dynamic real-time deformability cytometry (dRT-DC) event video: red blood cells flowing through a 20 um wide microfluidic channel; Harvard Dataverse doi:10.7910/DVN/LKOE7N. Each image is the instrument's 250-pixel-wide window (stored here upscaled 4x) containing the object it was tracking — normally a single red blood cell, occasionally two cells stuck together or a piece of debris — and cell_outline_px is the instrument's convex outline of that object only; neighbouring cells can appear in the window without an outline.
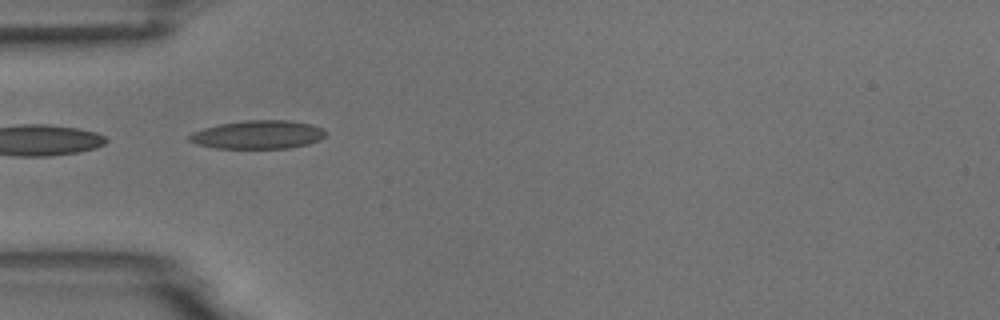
{"species": "common noctule bat (a hibernating species)", "species_latin": "Nyctalus noctula", "temperature_condition": "room temperature", "stored_images_in_passage": 8, "camera_frame_rate_fps": 3000, "um_per_image_px": 0.085, "animal": {"sex": "male", "body_mass_g": 18.8}, "frame": {"image": 1, "passage_image": 5, "time_ms": 4.333, "image_size_px": [1000, 320], "cell_outline_px": [[328, 132], [320, 140], [308, 144], [288, 148], [216, 148], [196, 144], [188, 140], [188, 136], [192, 132], [204, 128], [220, 124], [244, 120], [288, 120], [312, 124], [324, 128]], "centroid_in_image_um": [21.95, 11.44], "position_along_channel_um": 63.0, "area_um2": 22.72}}